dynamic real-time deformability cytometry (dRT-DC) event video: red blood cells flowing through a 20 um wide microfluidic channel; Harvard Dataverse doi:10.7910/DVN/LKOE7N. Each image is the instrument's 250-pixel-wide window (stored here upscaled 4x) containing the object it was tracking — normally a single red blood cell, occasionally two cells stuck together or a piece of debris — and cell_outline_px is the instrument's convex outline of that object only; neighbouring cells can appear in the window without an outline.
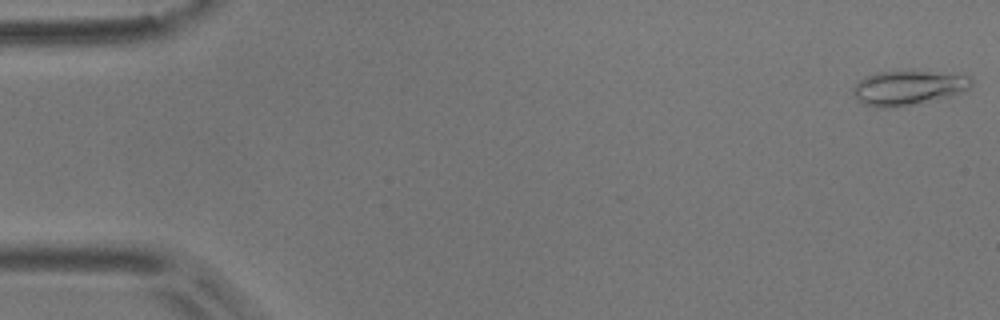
{"species": "common noctule bat (a hibernating species)", "species_latin": "Nyctalus noctula", "temperature_condition": "room temperature", "stored_images_in_passage": 44, "camera_frame_rate_fps": 3000, "um_per_image_px": 0.085, "animal": {"sex": "male", "body_mass_g": 17.9}, "frame": {"image": 1, "passage_image": 1, "time_ms": 0.0, "image_size_px": [1000, 320], "cell_outline_px": [[972, 84], [964, 92], [952, 96], [936, 100], [884, 108], [876, 108], [864, 104], [856, 100], [852, 92], [852, 88], [856, 80], [864, 76], [880, 72], [908, 68], [920, 68], [972, 76]], "centroid_in_image_um": [77.21, 7.4], "position_along_channel_um": 7.8, "area_um2": 25.14}}
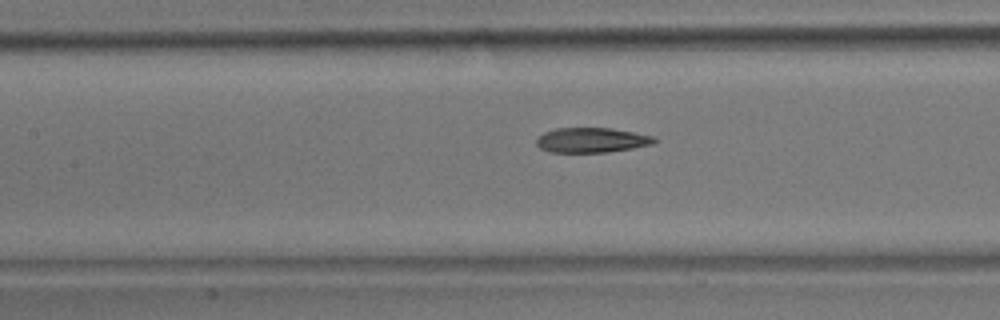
{"frame": {"image": 2, "passage_image": 24, "time_ms": 7.667, "image_size_px": [1000, 320], "cell_outline_px": [[660, 140], [652, 144], [632, 148], [608, 152], [548, 152], [540, 148], [536, 144], [536, 140], [544, 132], [556, 128], [612, 128], [656, 136]], "centroid_in_image_um": [50.33, 11.91], "position_along_channel_um": 157.1, "area_um2": 17.22}}
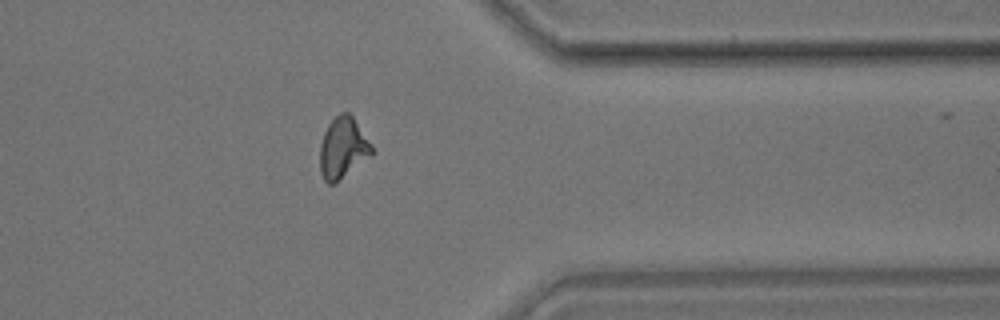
{"frame": {"image": 3, "passage_image": 43, "time_ms": 14.0, "image_size_px": [1000, 320], "cell_outline_px": [[376, 152], [372, 156], [336, 184], [328, 184], [324, 180], [320, 172], [320, 144], [324, 132], [328, 124], [340, 112], [348, 112], [352, 116], [372, 144]], "centroid_in_image_um": [29.17, 12.62], "position_along_channel_um": 382.2, "area_um2": 18.9}}